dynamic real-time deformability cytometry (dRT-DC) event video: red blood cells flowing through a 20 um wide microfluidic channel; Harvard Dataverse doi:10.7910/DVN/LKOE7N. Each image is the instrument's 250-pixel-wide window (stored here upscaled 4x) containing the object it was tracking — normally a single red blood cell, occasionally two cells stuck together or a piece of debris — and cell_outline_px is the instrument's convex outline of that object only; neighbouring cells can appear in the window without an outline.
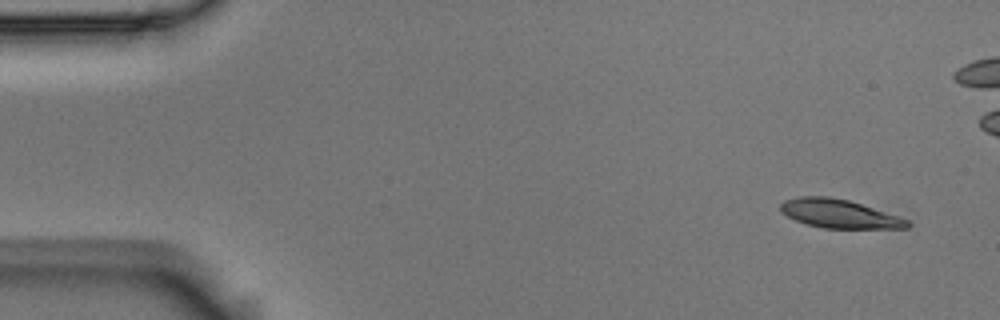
{"species": "Egyptian fruit bat (a non-hibernating species)", "species_latin": "Rousettus aegyptiacus", "temperature_condition": "room temperature", "stored_images_in_passage": 8, "camera_frame_rate_fps": 3000, "um_per_image_px": 0.085, "animal": {"sex": "male"}, "frame": {"image": 1, "passage_image": 1, "time_ms": 0.0, "image_size_px": [1000, 320], "cell_outline_px": [[912, 224], [908, 228], [824, 228], [808, 224], [796, 220], [780, 212], [780, 204], [784, 200], [800, 196], [828, 196], [848, 200], [900, 216], [908, 220]], "centroid_in_image_um": [71.35, 18.16], "position_along_channel_um": 13.7, "area_um2": 21.1}}
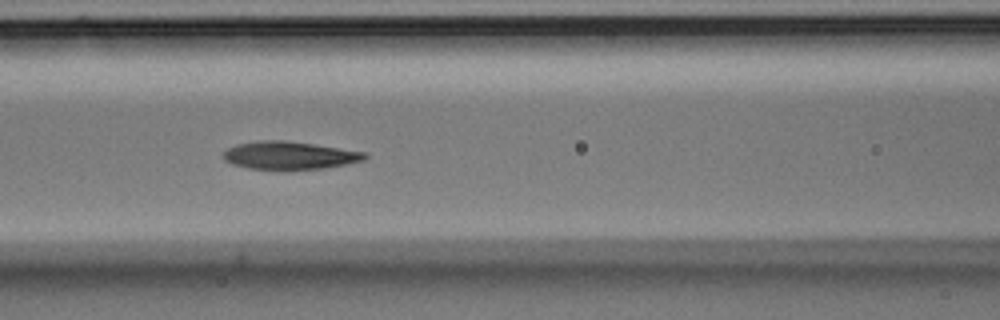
{"frame": {"image": 2, "passage_image": 7, "time_ms": 2.0, "image_size_px": [1000, 320], "cell_outline_px": [[368, 156], [364, 160], [324, 168], [284, 172], [248, 168], [232, 164], [224, 160], [224, 152], [228, 148], [236, 144], [260, 140], [284, 140], [312, 144], [364, 152]], "centroid_in_image_um": [24.55, 13.24], "position_along_channel_um": 142.0, "area_um2": 23.41}}
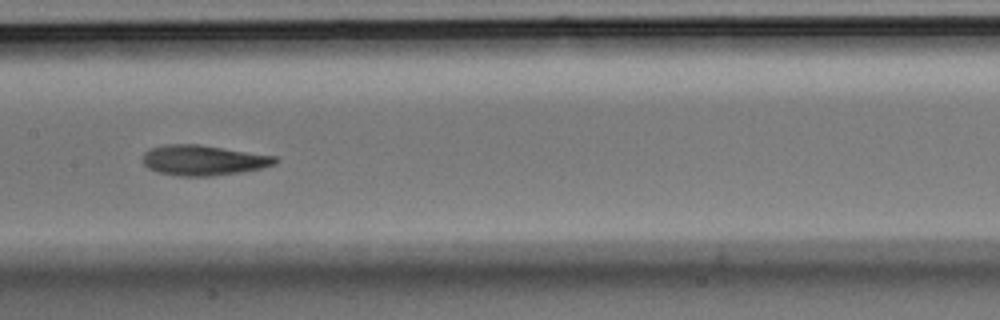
{"frame": {"image": 3, "passage_image": 8, "time_ms": 2.333, "image_size_px": [1000, 320], "cell_outline_px": [[280, 160], [276, 164], [260, 168], [240, 172], [212, 176], [176, 176], [156, 172], [148, 168], [144, 164], [144, 152], [152, 148], [164, 144], [200, 144], [276, 156]], "centroid_in_image_um": [17.29, 13.62], "position_along_channel_um": 190.1, "area_um2": 23.47}}